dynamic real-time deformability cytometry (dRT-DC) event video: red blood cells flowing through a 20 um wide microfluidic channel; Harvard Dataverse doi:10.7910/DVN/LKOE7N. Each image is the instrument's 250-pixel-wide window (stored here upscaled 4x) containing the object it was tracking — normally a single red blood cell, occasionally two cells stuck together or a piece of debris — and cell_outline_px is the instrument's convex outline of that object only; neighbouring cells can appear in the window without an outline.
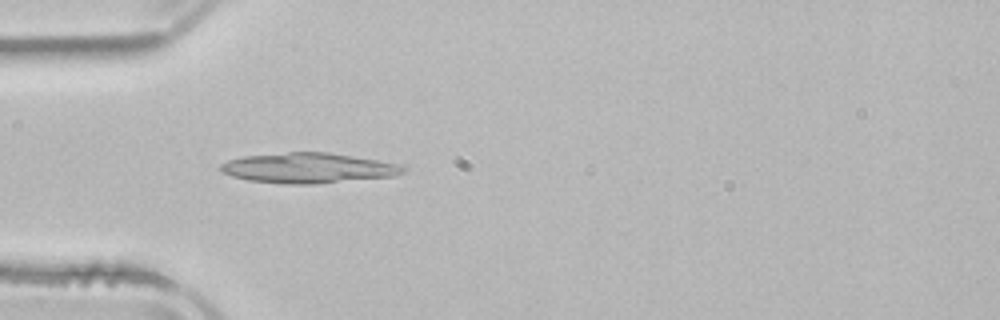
{"species": "common noctule bat (a hibernating species)", "species_latin": "Nyctalus noctula", "temperature_condition": "room temperature", "stored_images_in_passage": 1, "camera_frame_rate_fps": 3000, "um_per_image_px": 0.085, "animal": {"sex": "male", "body_mass_g": 21.5, "forearm_length_mm": 52.0}, "frame": {"image": 1, "passage_image": 1, "time_ms": 0.0, "image_size_px": [1000, 320], "cell_outline_px": [[404, 172], [396, 176], [316, 184], [288, 184], [248, 180], [232, 176], [220, 172], [220, 164], [228, 160], [244, 156], [288, 152], [328, 152], [376, 160], [396, 164], [404, 168]], "centroid_in_image_um": [26.16, 14.29], "position_along_channel_um": 58.8, "area_um2": 31.96}}